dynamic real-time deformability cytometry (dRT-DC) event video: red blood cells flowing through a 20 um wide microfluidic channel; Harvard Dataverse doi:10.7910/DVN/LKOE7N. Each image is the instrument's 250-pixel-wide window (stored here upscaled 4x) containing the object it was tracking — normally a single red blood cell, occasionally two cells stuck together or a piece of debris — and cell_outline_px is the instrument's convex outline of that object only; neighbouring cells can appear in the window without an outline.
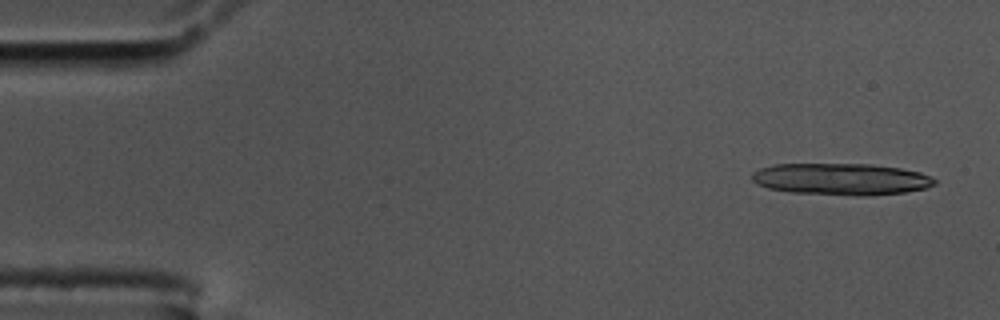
{"species": "common noctule bat (a hibernating species)", "species_latin": "Nyctalus noctula", "temperature_condition": "cold", "stored_images_in_passage": 15, "camera_frame_rate_fps": 3000, "um_per_image_px": 0.085, "animal": {"sex": "male", "body_mass_g": 17.5, "forearm_length_mm": 52.3}, "frame": {"image": 1, "passage_image": 3, "time_ms": 0.667, "image_size_px": [1000, 320], "cell_outline_px": [[936, 184], [924, 188], [904, 192], [864, 196], [856, 196], [792, 192], [768, 188], [756, 184], [752, 180], [752, 172], [760, 168], [776, 164], [872, 164], [900, 168], [920, 172], [932, 176], [936, 180]], "centroid_in_image_um": [71.5, 15.22], "position_along_channel_um": 13.5, "area_um2": 33.87}}